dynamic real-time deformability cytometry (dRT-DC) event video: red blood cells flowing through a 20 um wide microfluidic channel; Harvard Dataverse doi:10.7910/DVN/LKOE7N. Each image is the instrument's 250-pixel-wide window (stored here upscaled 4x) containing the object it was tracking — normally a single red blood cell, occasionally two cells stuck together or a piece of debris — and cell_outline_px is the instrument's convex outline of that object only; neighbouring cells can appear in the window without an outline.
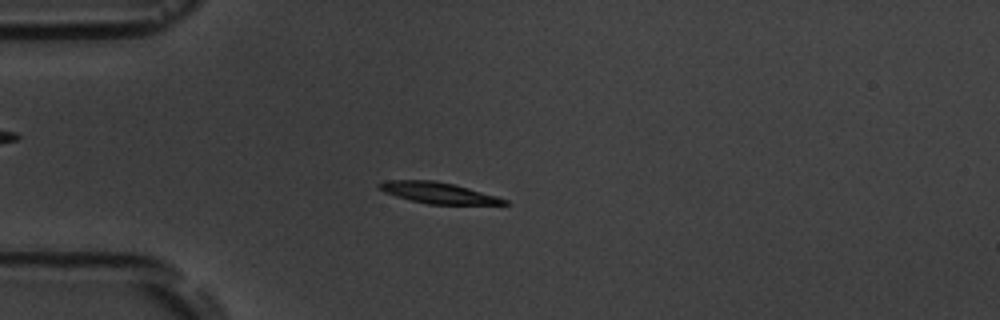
{"species": "common noctule bat (a hibernating species)", "species_latin": "Nyctalus noctula", "temperature_condition": "room temperature", "stored_images_in_passage": 5, "camera_frame_rate_fps": 3000, "um_per_image_px": 0.085, "animal": {"sex": "male", "body_mass_g": 19.5, "forearm_length_mm": 54.6}, "frame": {"image": 1, "passage_image": 4, "time_ms": 3.667, "image_size_px": [1000, 320], "cell_outline_px": [[512, 204], [428, 204], [396, 196], [384, 192], [376, 184], [384, 180], [432, 180], [452, 184], [468, 188], [496, 196], [508, 200]], "centroid_in_image_um": [37.22, 16.38], "position_along_channel_um": 47.8, "area_um2": 15.14}}